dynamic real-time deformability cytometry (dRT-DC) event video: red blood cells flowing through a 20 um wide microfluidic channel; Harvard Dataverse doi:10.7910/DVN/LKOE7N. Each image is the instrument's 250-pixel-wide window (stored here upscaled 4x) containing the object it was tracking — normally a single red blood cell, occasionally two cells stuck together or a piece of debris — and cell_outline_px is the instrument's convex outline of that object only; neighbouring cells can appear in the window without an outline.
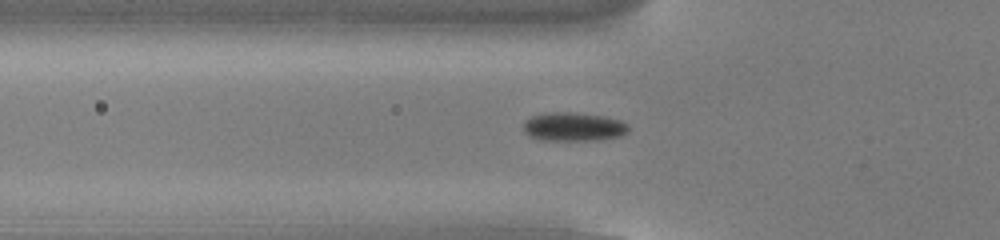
{"species": "common noctule bat (a hibernating species)", "species_latin": "Nyctalus noctula", "temperature_condition": "cold", "stored_images_in_passage": 54, "camera_frame_rate_fps": 3000, "um_per_image_px": 0.085, "animal": {"sex": "male", "body_mass_g": 13.0, "forearm_length_mm": 53.1}, "frame": {"image": 1, "passage_image": 19, "time_ms": 6.0, "image_size_px": [1000, 240], "cell_outline_px": [[628, 132], [620, 136], [600, 140], [540, 140], [528, 136], [524, 132], [524, 120], [532, 116], [544, 112], [568, 112], [604, 116], [620, 120], [628, 124]], "centroid_in_image_um": [48.72, 10.78], "position_along_channel_um": 77.1, "area_um2": 17.74}}
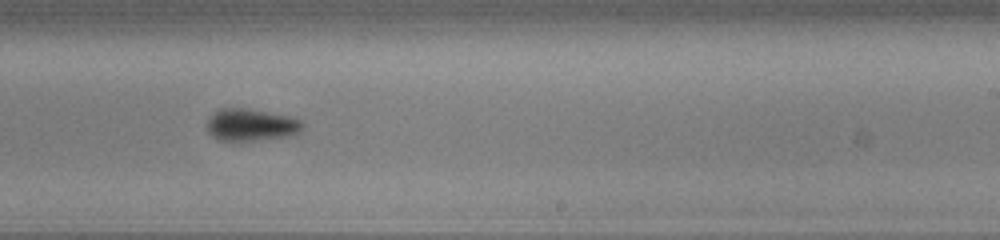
{"frame": {"image": 2, "passage_image": 34, "time_ms": 11.0, "image_size_px": [1000, 240], "cell_outline_px": [[304, 124], [300, 132], [292, 136], [232, 144], [220, 140], [212, 136], [208, 132], [208, 116], [212, 112], [220, 108], [248, 108], [288, 116], [300, 120]], "centroid_in_image_um": [21.3, 10.65], "position_along_channel_um": 267.7, "area_um2": 18.67}}
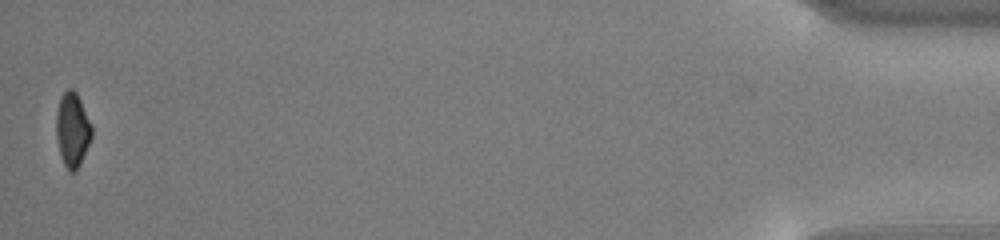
{"frame": {"image": 3, "passage_image": 54, "time_ms": 17.667, "image_size_px": [1000, 240], "cell_outline_px": [[92, 136], [80, 164], [76, 172], [72, 172], [64, 164], [60, 156], [56, 136], [56, 112], [60, 96], [68, 88], [72, 88], [76, 92], [92, 124]], "centroid_in_image_um": [6.15, 11.01], "position_along_channel_um": 429.1, "area_um2": 15.43}, "authors_computed_cell_mechanics": {"area_um2": 17.0221, "velocity_mm_per_s": 3.8153, "shape_relaxation_time_tau1_ms": 4.0661, "shape_relaxation_time_tau2_ms": null, "deformation_change_tau1": 0.0984, "deformation_change_tau2": null}}